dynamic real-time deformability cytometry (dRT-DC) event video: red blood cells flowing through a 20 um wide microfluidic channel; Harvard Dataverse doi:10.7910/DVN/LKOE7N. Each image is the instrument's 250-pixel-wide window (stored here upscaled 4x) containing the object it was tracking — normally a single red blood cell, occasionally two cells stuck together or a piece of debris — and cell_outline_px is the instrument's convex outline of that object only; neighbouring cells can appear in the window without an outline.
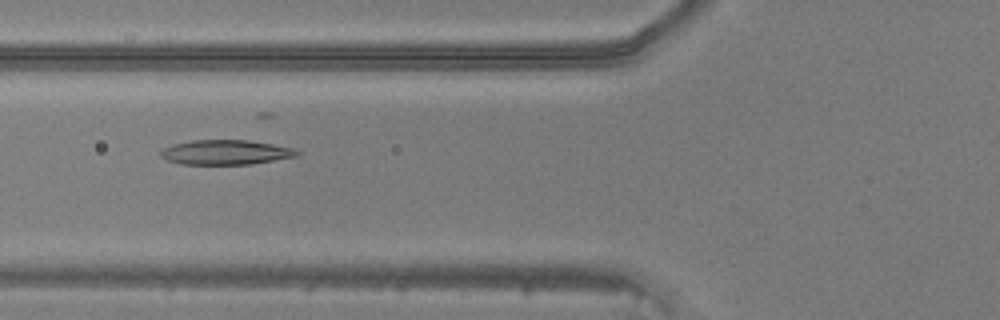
{"species": "common noctule bat (a hibernating species)", "species_latin": "Nyctalus noctula", "temperature_condition": "warm", "stored_images_in_passage": 24, "camera_frame_rate_fps": 3000, "um_per_image_px": 0.085, "animal": {"sex": "male", "body_mass_g": 20.5, "forearm_length_mm": 52.5}, "frame": {"image": 1, "passage_image": 3, "time_ms": 0.667, "image_size_px": [1000, 320], "cell_outline_px": [[300, 152], [296, 156], [252, 164], [180, 164], [168, 160], [160, 156], [160, 152], [164, 148], [172, 144], [192, 140], [248, 140], [296, 148]], "centroid_in_image_um": [19.18, 12.94], "position_along_channel_um": 106.6, "area_um2": 19.59}}
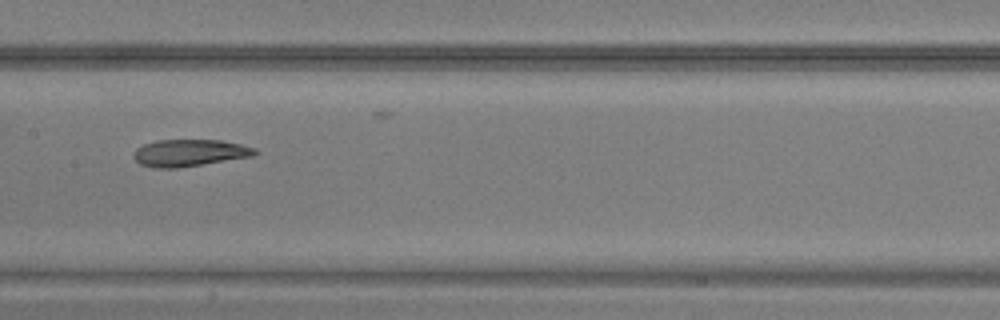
{"frame": {"image": 2, "passage_image": 9, "time_ms": 2.667, "image_size_px": [1000, 320], "cell_outline_px": [[260, 152], [252, 156], [176, 168], [152, 168], [140, 164], [132, 156], [136, 148], [144, 144], [156, 140], [220, 140], [240, 144], [256, 148]], "centroid_in_image_um": [16.09, 12.99], "position_along_channel_um": 191.3, "area_um2": 19.02}}
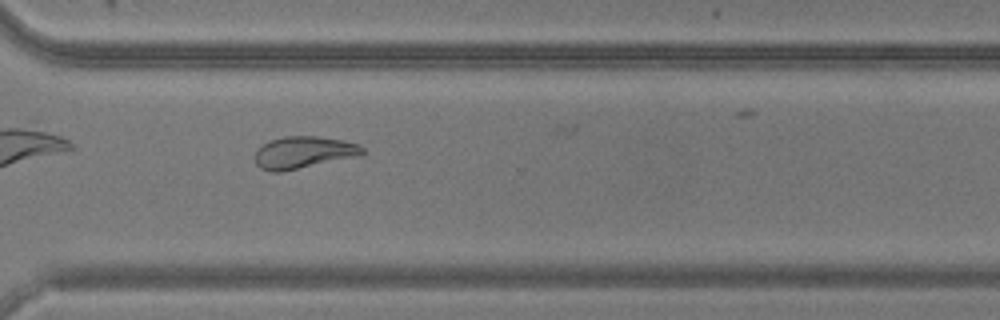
{"frame": {"image": 3, "passage_image": 20, "time_ms": 6.333, "image_size_px": [1000, 320], "cell_outline_px": [[364, 152], [360, 156], [280, 172], [272, 172], [260, 168], [256, 164], [256, 148], [272, 140], [284, 136], [316, 136], [344, 140], [360, 144], [364, 148]], "centroid_in_image_um": [25.83, 12.95], "position_along_channel_um": 344.8, "area_um2": 20.11}}